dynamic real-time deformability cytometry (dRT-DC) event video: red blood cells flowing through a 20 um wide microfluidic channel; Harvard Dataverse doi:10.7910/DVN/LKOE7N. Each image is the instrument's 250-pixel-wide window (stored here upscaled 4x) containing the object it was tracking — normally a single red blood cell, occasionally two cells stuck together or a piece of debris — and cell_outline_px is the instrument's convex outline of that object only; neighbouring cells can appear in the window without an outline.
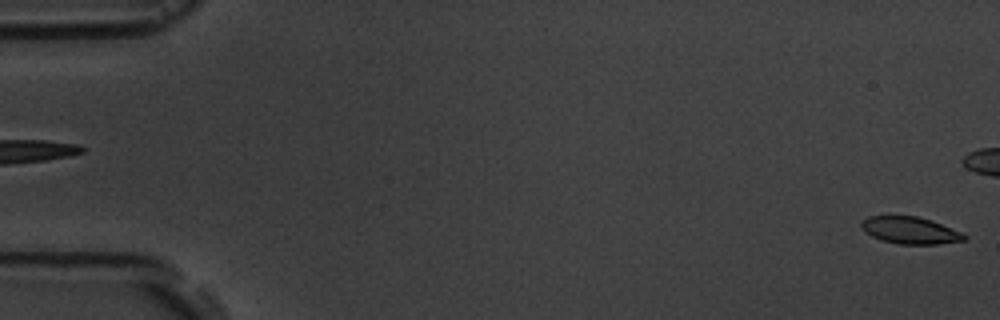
{"species": "common noctule bat (a hibernating species)", "species_latin": "Nyctalus noctula", "temperature_condition": "room temperature", "stored_images_in_passage": 5, "camera_frame_rate_fps": 3000, "um_per_image_px": 0.085, "animal": {"sex": "male", "body_mass_g": 19.5, "forearm_length_mm": 54.6}, "frame": {"image": 1, "passage_image": 5, "time_ms": 4.667, "image_size_px": [1000, 320], "cell_outline_px": [[968, 240], [936, 244], [896, 244], [880, 240], [864, 232], [860, 228], [860, 220], [868, 216], [916, 216], [932, 220], [960, 232], [968, 236]], "centroid_in_image_um": [77.32, 19.58], "position_along_channel_um": 7.7, "area_um2": 16.42}}